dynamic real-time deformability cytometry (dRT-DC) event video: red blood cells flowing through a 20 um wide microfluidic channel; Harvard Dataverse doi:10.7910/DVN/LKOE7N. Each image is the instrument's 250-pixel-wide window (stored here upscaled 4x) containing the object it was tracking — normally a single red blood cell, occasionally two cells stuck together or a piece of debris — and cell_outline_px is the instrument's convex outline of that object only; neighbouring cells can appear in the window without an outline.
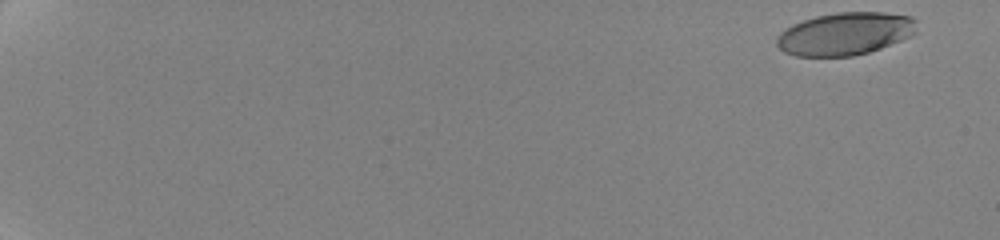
{"species": "human", "species_latin": "Homo sapiens", "temperature_condition": "cold", "stored_images_in_passage": 6, "camera_frame_rate_fps": 3000, "um_per_image_px": 0.085, "donor": {"sex": "female"}, "frame": {"image": 1, "passage_image": 1, "time_ms": 0.0, "image_size_px": [1000, 240], "cell_outline_px": [[916, 32], [912, 36], [880, 48], [868, 52], [852, 56], [796, 56], [784, 52], [776, 44], [776, 36], [780, 32], [792, 24], [816, 16], [840, 12], [884, 12], [912, 16], [916, 20]], "centroid_in_image_um": [71.84, 2.86], "position_along_channel_um": 13.2, "area_um2": 34.91}}